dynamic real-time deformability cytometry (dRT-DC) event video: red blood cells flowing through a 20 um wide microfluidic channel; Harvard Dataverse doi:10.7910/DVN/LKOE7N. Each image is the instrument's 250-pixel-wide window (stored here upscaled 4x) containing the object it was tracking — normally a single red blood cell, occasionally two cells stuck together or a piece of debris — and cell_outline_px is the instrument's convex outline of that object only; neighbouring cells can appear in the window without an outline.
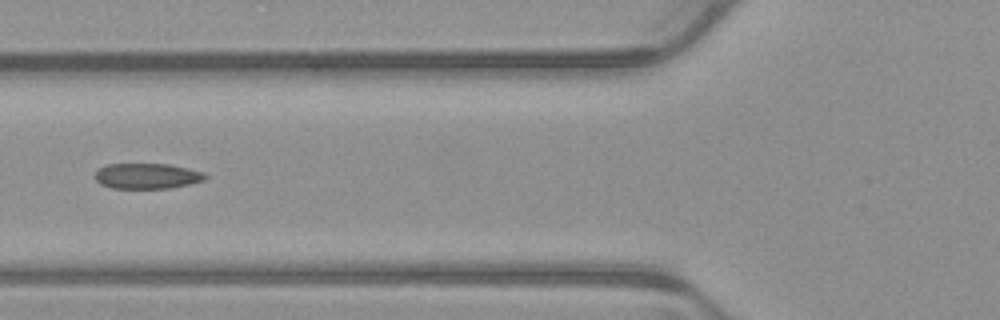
{"species": "common noctule bat (a hibernating species)", "species_latin": "Nyctalus noctula", "temperature_condition": "warm", "stored_images_in_passage": 7, "camera_frame_rate_fps": 3000, "um_per_image_px": 0.085, "animal": {"sex": "male", "body_mass_g": 23.1, "forearm_length_mm": 52.7}, "frame": {"image": 1, "passage_image": 6, "time_ms": 1.667, "image_size_px": [1000, 320], "cell_outline_px": [[208, 176], [204, 180], [192, 184], [172, 188], [112, 188], [100, 184], [96, 180], [96, 172], [100, 168], [108, 164], [168, 164], [188, 168], [204, 172]], "centroid_in_image_um": [12.55, 14.96], "position_along_channel_um": 113.3, "area_um2": 16.42}}
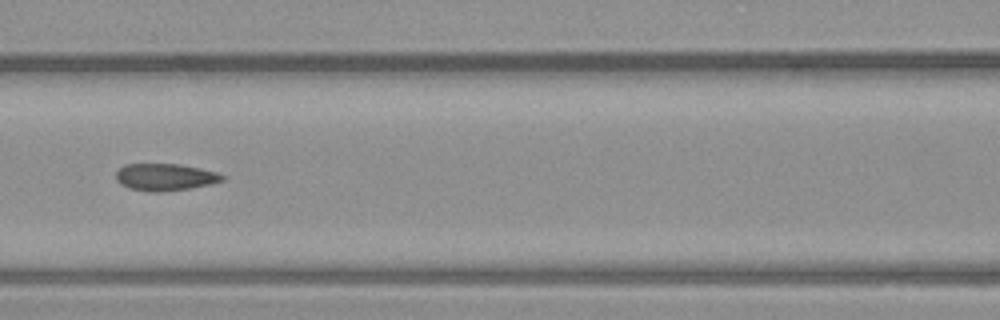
{"frame": {"image": 2, "passage_image": 7, "time_ms": 2.0, "image_size_px": [1000, 320], "cell_outline_px": [[224, 180], [208, 184], [188, 188], [160, 192], [148, 192], [128, 188], [120, 184], [116, 180], [116, 172], [124, 164], [180, 164], [200, 168], [216, 172], [224, 176]], "centroid_in_image_um": [13.98, 15.05], "position_along_channel_um": 152.6, "area_um2": 16.7}}